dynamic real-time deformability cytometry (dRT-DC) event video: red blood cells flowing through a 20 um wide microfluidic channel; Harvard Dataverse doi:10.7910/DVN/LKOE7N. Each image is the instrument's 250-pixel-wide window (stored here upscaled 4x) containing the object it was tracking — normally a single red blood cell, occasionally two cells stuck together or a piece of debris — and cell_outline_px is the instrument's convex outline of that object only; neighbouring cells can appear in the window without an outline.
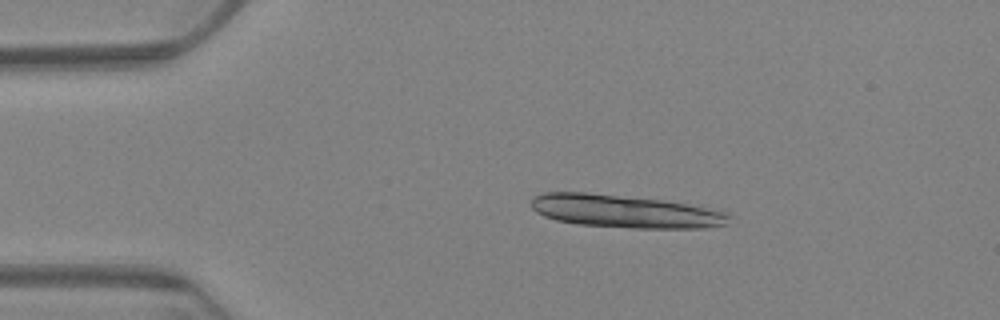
{"species": "Egyptian fruit bat (a non-hibernating species)", "species_latin": "Rousettus aegyptiacus", "temperature_condition": "warm", "stored_images_in_passage": 18, "camera_frame_rate_fps": 3000, "um_per_image_px": 0.085, "animal": {"sex": "female"}, "frame": {"image": 1, "passage_image": 11, "time_ms": 3.333, "image_size_px": [1000, 320], "cell_outline_px": [[732, 216], [724, 224], [708, 228], [632, 228], [576, 224], [556, 220], [544, 216], [536, 212], [532, 208], [532, 196], [540, 192], [584, 192], [704, 204], [720, 208], [728, 212]], "centroid_in_image_um": [53.23, 17.95], "position_along_channel_um": 31.8, "area_um2": 38.84}}